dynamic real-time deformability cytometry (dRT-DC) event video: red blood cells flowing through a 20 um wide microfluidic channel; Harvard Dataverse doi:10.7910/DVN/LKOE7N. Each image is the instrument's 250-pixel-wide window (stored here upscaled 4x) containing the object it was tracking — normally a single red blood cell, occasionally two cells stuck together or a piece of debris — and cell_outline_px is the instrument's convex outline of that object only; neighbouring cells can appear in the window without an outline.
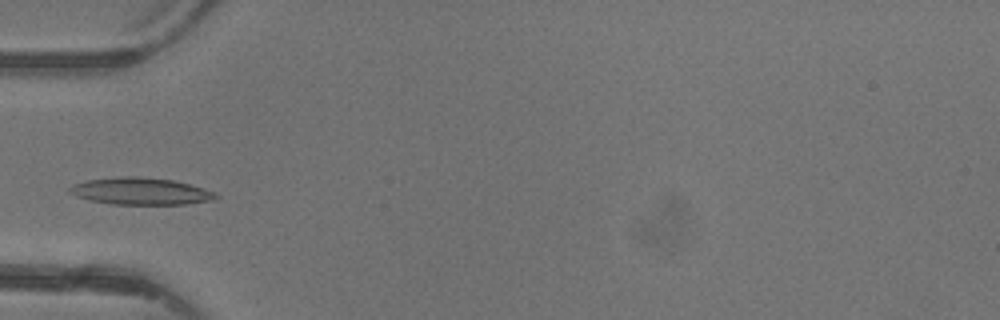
{"species": "common noctule bat (a hibernating species)", "species_latin": "Nyctalus noctula", "temperature_condition": "warm", "stored_images_in_passage": 4, "camera_frame_rate_fps": 3000, "um_per_image_px": 0.085, "animal": {"sex": "female"}, "frame": {"image": 1, "passage_image": 3, "time_ms": 2.333, "image_size_px": [1000, 320], "cell_outline_px": [[220, 196], [216, 200], [188, 204], [112, 204], [88, 200], [76, 196], [68, 192], [68, 188], [72, 184], [88, 180], [124, 176], [136, 176], [172, 180], [204, 188], [216, 192]], "centroid_in_image_um": [11.98, 16.26], "position_along_channel_um": 73.0, "area_um2": 23.12}}
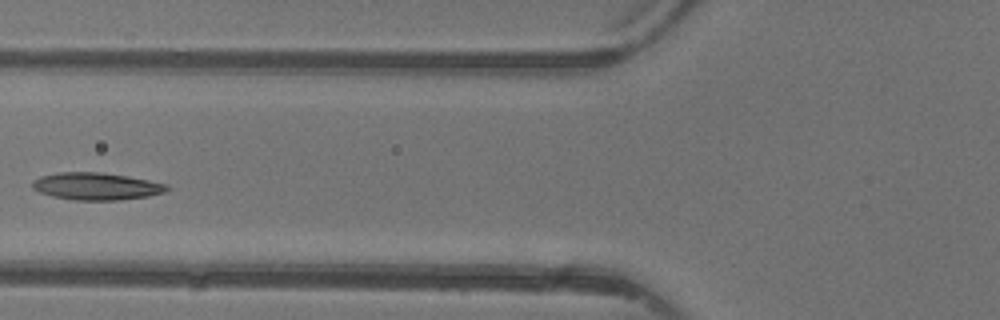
{"frame": {"image": 2, "passage_image": 4, "time_ms": 3.333, "image_size_px": [1000, 320], "cell_outline_px": [[172, 188], [164, 192], [148, 196], [120, 200], [76, 200], [52, 196], [40, 192], [32, 188], [32, 180], [40, 176], [60, 172], [100, 172], [128, 176], [168, 184]], "centroid_in_image_um": [8.2, 15.83], "position_along_channel_um": 117.6, "area_um2": 21.44}}